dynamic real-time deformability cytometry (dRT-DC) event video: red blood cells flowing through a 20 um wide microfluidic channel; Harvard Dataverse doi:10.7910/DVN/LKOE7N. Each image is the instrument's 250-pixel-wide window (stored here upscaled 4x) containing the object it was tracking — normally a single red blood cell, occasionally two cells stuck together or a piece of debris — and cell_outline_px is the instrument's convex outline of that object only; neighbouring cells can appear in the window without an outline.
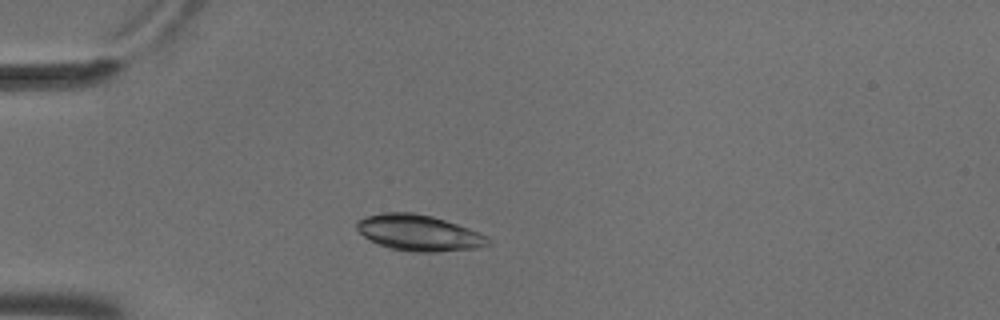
{"species": "common noctule bat (a hibernating species)", "species_latin": "Nyctalus noctula", "temperature_condition": "cold", "stored_images_in_passage": 4, "camera_frame_rate_fps": 3000, "um_per_image_px": 0.085, "animal": {"sex": "male", "body_mass_g": 18.8}, "frame": {"image": 1, "passage_image": 4, "time_ms": 1.0, "image_size_px": [1000, 320], "cell_outline_px": [[492, 244], [476, 248], [436, 252], [412, 252], [392, 248], [380, 244], [364, 236], [356, 228], [356, 220], [368, 216], [384, 212], [412, 212], [432, 216], [468, 228], [488, 236]], "centroid_in_image_um": [35.62, 19.79], "position_along_channel_um": 49.4, "area_um2": 27.34}}